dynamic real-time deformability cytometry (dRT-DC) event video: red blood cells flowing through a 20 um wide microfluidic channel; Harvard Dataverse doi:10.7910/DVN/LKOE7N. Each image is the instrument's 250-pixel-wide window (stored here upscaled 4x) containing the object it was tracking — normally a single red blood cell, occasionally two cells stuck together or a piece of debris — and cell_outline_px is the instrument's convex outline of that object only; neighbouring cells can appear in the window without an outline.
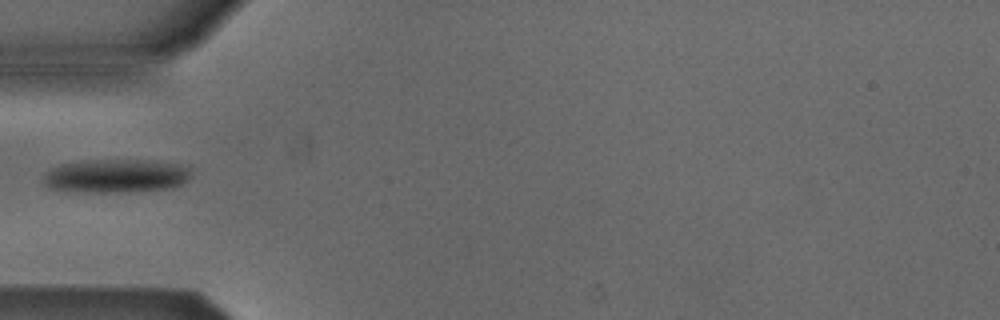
{"species": "Egyptian fruit bat (a non-hibernating species)", "species_latin": "Rousettus aegyptiacus", "temperature_condition": "cold", "stored_images_in_passage": 4, "camera_frame_rate_fps": 3000, "um_per_image_px": 0.085, "animal": {"sex": "male"}, "frame": {"image": 1, "passage_image": 4, "time_ms": 3.667, "image_size_px": [1000, 320], "cell_outline_px": [[192, 176], [188, 180], [172, 188], [120, 192], [80, 192], [52, 188], [44, 180], [44, 176], [52, 168], [60, 164], [100, 160], [152, 160], [192, 164]], "centroid_in_image_um": [10.03, 14.93], "position_along_channel_um": 75.0, "area_um2": 29.07}}